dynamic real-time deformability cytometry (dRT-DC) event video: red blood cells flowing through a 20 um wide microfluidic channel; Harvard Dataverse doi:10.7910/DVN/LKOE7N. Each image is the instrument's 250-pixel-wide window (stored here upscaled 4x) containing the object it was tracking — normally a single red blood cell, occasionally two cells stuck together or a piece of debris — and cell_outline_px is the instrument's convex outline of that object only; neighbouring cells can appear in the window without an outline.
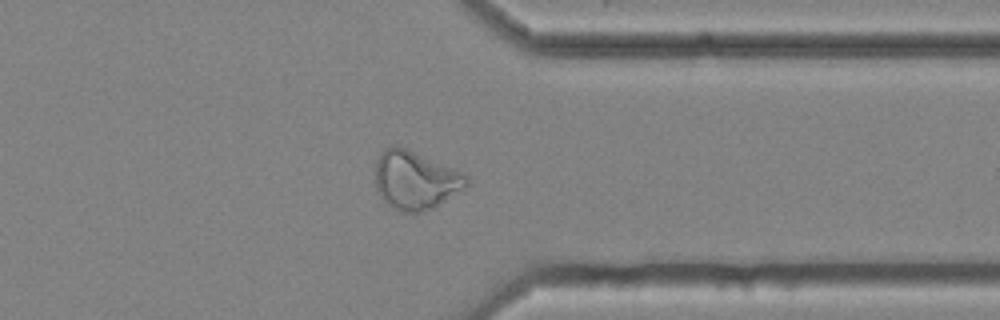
{"species": "common noctule bat (a hibernating species)", "species_latin": "Nyctalus noctula", "temperature_condition": "cold", "stored_images_in_passage": 43, "camera_frame_rate_fps": 3000, "um_per_image_px": 0.085, "animal": {"sex": "female", "body_mass_g": 25.1}, "frame": {"image": 1, "passage_image": 31, "time_ms": 10.0, "image_size_px": [1000, 320], "cell_outline_px": [[468, 184], [432, 208], [420, 212], [400, 212], [384, 204], [376, 188], [376, 160], [384, 148], [396, 144], [464, 172], [468, 176]], "centroid_in_image_um": [35.26, 15.3], "position_along_channel_um": 376.1, "area_um2": 30.98}, "authors_computed_cell_mechanics": {"area_um2": 29.0734, "velocity_mm_per_s": 3.602, "shape_relaxation_time_tau1_ms": null, "shape_relaxation_time_tau2_ms": 2.2816, "deformation_change_tau1": null, "deformation_change_tau2": 0.0933}}